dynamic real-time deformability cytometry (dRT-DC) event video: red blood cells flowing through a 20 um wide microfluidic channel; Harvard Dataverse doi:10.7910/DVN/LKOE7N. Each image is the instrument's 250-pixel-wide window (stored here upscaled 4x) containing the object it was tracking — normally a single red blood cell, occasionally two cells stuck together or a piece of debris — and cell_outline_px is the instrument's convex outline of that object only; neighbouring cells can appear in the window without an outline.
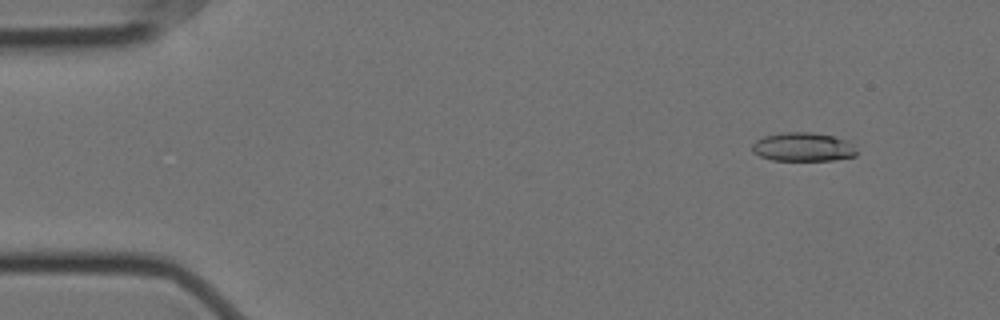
{"species": "Egyptian fruit bat (a non-hibernating species)", "species_latin": "Rousettus aegyptiacus", "temperature_condition": "cold", "stored_images_in_passage": 5, "camera_frame_rate_fps": 3000, "um_per_image_px": 0.085, "animal": {"sex": "female"}, "frame": {"image": 1, "passage_image": 2, "time_ms": 0.333, "image_size_px": [1000, 320], "cell_outline_px": [[856, 156], [832, 160], [772, 160], [760, 156], [752, 152], [752, 144], [756, 140], [764, 136], [780, 132], [808, 132], [832, 136], [844, 140], [852, 144], [856, 152]], "centroid_in_image_um": [68.21, 12.49], "position_along_channel_um": 16.8, "area_um2": 17.4}}